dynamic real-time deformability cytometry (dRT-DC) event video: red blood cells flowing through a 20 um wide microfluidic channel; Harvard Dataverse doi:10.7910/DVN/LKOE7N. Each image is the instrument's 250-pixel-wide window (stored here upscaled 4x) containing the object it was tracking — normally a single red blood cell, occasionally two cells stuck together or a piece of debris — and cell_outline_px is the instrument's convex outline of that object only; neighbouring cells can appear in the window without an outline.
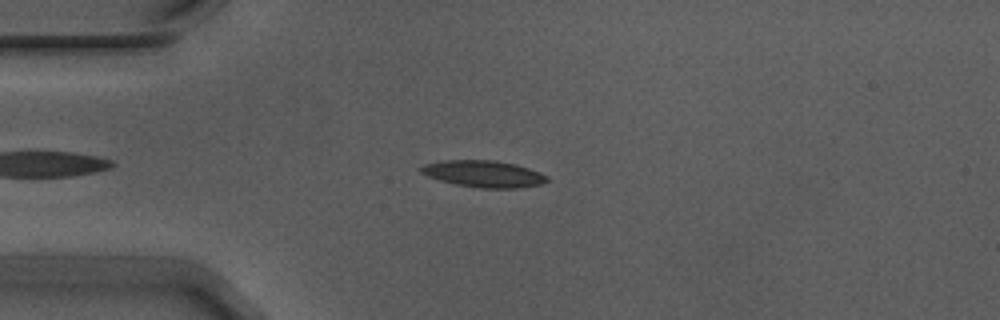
{"species": "Egyptian fruit bat (a non-hibernating species)", "species_latin": "Rousettus aegyptiacus", "temperature_condition": "warm", "stored_images_in_passage": 50, "camera_frame_rate_fps": 3000, "um_per_image_px": 0.085, "animal": {"sex": "male"}, "frame": {"image": 1, "passage_image": 9, "time_ms": 2.667, "image_size_px": [1000, 320], "cell_outline_px": [[548, 180], [544, 184], [516, 188], [480, 188], [456, 184], [440, 180], [428, 176], [420, 172], [416, 168], [424, 164], [444, 160], [492, 160], [516, 164], [540, 172], [548, 176]], "centroid_in_image_um": [41.1, 14.77], "position_along_channel_um": 43.9, "area_um2": 19.71}}
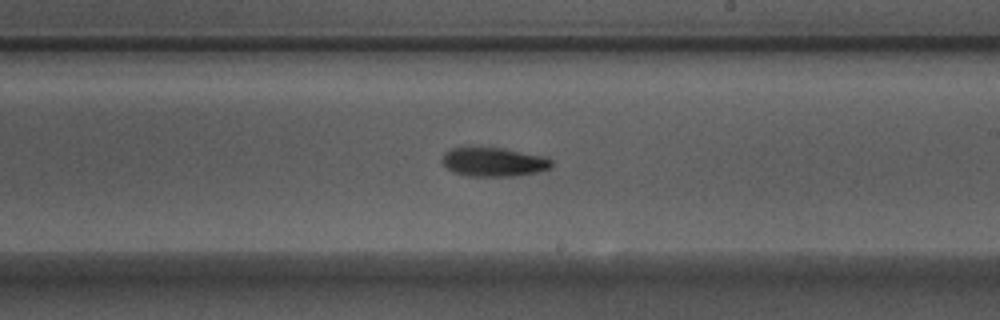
{"frame": {"image": 2, "passage_image": 27, "time_ms": 8.667, "image_size_px": [1000, 320], "cell_outline_px": [[552, 164], [548, 168], [536, 172], [512, 176], [468, 176], [452, 172], [440, 160], [444, 152], [452, 148], [500, 148], [548, 156], [552, 160]], "centroid_in_image_um": [41.95, 13.77], "position_along_channel_um": 247.0, "area_um2": 18.38}}
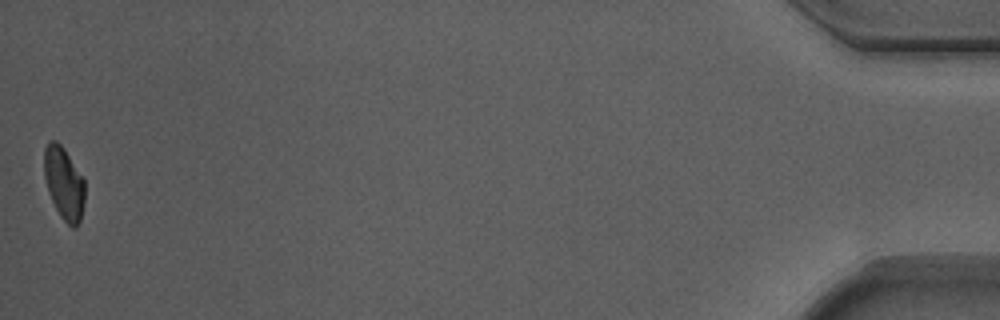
{"frame": {"image": 3, "passage_image": 50, "time_ms": 16.333, "image_size_px": [1000, 320], "cell_outline_px": [[84, 204], [80, 220], [76, 228], [72, 228], [60, 216], [48, 192], [44, 176], [44, 148], [48, 140], [56, 140], [64, 148], [84, 176]], "centroid_in_image_um": [5.44, 15.54], "position_along_channel_um": 429.8, "area_um2": 17.46}, "authors_computed_cell_mechanics": {"area_um2": 18.496, "velocity_mm_per_s": 3.7137, "shape_relaxation_time_tau1_ms": 5.1626, "shape_relaxation_time_tau2_ms": null, "deformation_change_tau1": 0.1555, "deformation_change_tau2": null}}